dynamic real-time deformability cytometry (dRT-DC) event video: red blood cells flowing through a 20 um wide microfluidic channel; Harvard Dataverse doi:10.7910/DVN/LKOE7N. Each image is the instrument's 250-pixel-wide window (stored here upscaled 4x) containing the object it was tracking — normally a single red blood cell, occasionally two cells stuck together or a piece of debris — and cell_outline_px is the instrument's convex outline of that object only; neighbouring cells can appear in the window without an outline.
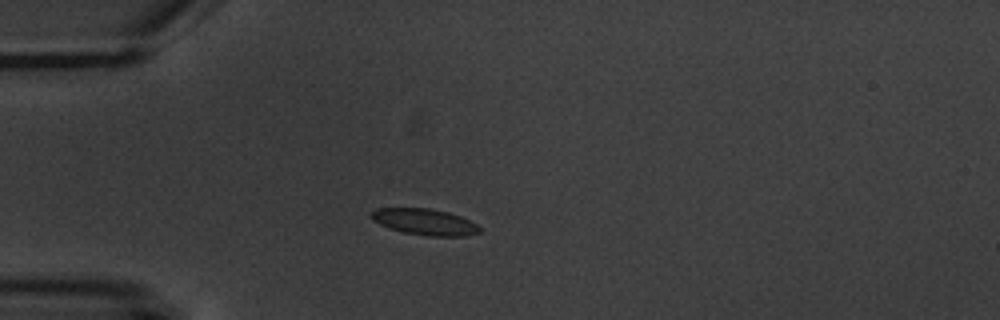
{"species": "common noctule bat (a hibernating species)", "species_latin": "Nyctalus noctula", "temperature_condition": "warm", "stored_images_in_passage": 3, "camera_frame_rate_fps": 3000, "um_per_image_px": 0.085, "animal": {"sex": "male", "body_mass_g": 20.1, "forearm_length_mm": 53.5}, "frame": {"image": 1, "passage_image": 3, "time_ms": 2.333, "image_size_px": [1000, 320], "cell_outline_px": [[480, 232], [464, 236], [428, 236], [404, 232], [388, 228], [372, 220], [368, 216], [376, 208], [428, 208], [448, 212], [460, 216], [476, 224], [480, 228]], "centroid_in_image_um": [36.06, 18.85], "position_along_channel_um": 48.9, "area_um2": 16.53}}